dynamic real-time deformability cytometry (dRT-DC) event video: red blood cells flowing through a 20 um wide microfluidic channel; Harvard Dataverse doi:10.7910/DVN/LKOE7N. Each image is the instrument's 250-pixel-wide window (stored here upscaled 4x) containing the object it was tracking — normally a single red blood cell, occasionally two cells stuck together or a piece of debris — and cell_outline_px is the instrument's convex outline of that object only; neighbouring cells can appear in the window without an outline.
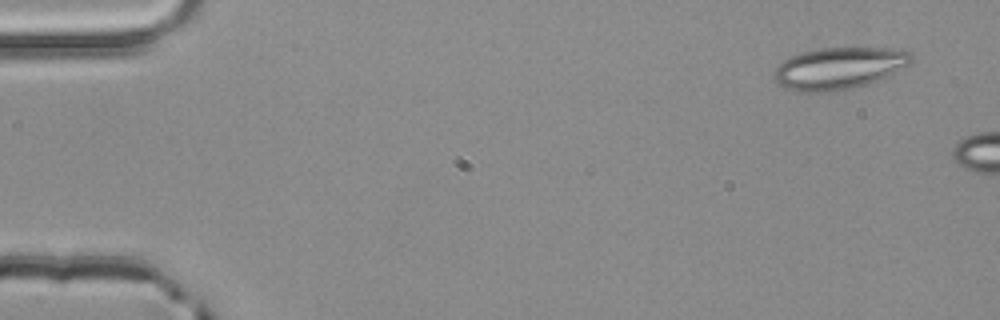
{"species": "common noctule bat (a hibernating species)", "species_latin": "Nyctalus noctula", "temperature_condition": "room temperature", "stored_images_in_passage": 2, "camera_frame_rate_fps": 3000, "um_per_image_px": 0.085, "animal": {"sex": "male", "body_mass_g": 20.4}, "frame": {"image": 1, "passage_image": 1, "time_ms": 0.0, "image_size_px": [1000, 320], "cell_outline_px": [[912, 64], [888, 76], [856, 88], [824, 92], [800, 92], [784, 88], [776, 80], [776, 68], [784, 60], [792, 56], [804, 52], [820, 48], [904, 48], [912, 52]], "centroid_in_image_um": [71.41, 5.79], "position_along_channel_um": 13.6, "area_um2": 33.58}}